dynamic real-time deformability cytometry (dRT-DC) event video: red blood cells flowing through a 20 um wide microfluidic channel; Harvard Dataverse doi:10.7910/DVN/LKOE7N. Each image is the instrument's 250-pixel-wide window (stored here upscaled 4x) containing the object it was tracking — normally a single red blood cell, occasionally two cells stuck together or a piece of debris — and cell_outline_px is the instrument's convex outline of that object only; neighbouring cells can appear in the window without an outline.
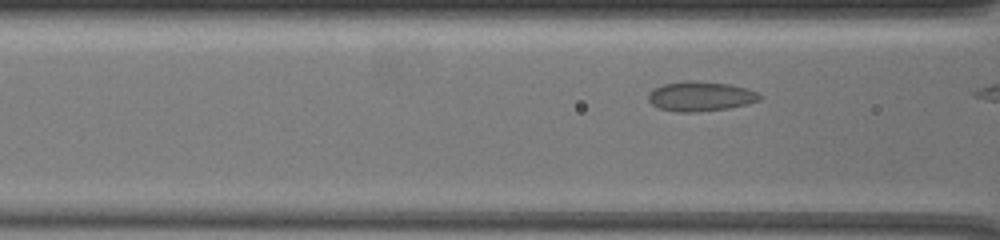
{"species": "common noctule bat (a hibernating species)", "species_latin": "Nyctalus noctula", "temperature_condition": "warm", "stored_images_in_passage": 15, "camera_frame_rate_fps": 3000, "um_per_image_px": 0.085, "animal": {"sex": "female", "body_mass_g": 19.5, "forearm_length_mm": 54.1}, "frame": {"image": 1, "passage_image": 13, "time_ms": 4.0, "image_size_px": [1000, 240], "cell_outline_px": [[764, 96], [760, 100], [748, 104], [728, 108], [696, 112], [676, 112], [660, 108], [652, 104], [648, 100], [648, 92], [652, 88], [664, 84], [688, 80], [696, 80], [728, 84], [748, 88]], "centroid_in_image_um": [59.54, 8.18], "position_along_channel_um": 107.1, "area_um2": 19.48}}